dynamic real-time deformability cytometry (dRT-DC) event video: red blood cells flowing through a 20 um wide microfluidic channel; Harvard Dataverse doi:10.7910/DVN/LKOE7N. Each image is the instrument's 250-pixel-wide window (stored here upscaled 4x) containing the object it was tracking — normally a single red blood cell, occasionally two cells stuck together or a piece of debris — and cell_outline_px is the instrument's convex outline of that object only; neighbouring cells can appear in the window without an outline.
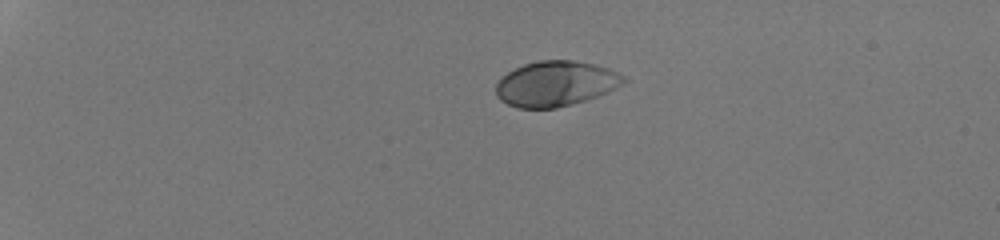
{"species": "human", "species_latin": "Homo sapiens", "temperature_condition": "room temperature", "stored_images_in_passage": 40, "camera_frame_rate_fps": 3000, "um_per_image_px": 0.085, "donor": {"sex": "male"}, "frame": {"image": 1, "passage_image": 1, "time_ms": 0.0, "image_size_px": [1000, 240], "cell_outline_px": [[628, 80], [616, 88], [608, 92], [572, 104], [556, 108], [516, 108], [500, 100], [496, 96], [496, 84], [508, 72], [524, 64], [536, 60], [572, 60], [592, 64], [608, 68], [624, 76]], "centroid_in_image_um": [47.22, 7.11], "position_along_channel_um": 37.8, "area_um2": 33.52}}
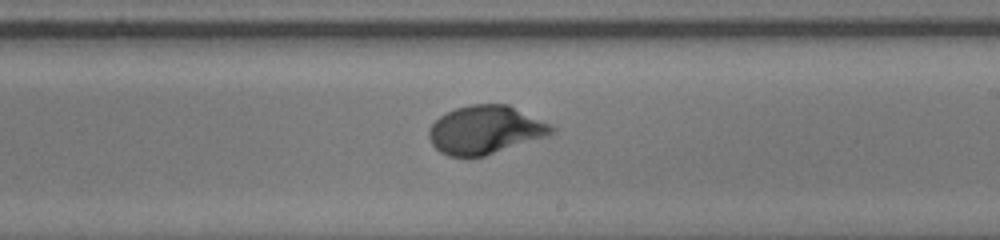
{"frame": {"image": 2, "passage_image": 23, "time_ms": 7.333, "image_size_px": [1000, 240], "cell_outline_px": [[556, 132], [548, 136], [484, 156], [448, 156], [440, 152], [432, 144], [428, 136], [428, 128], [444, 112], [456, 108], [472, 104], [508, 104], [552, 124], [556, 128]], "centroid_in_image_um": [41.27, 11.03], "position_along_channel_um": 247.7, "area_um2": 34.74}}
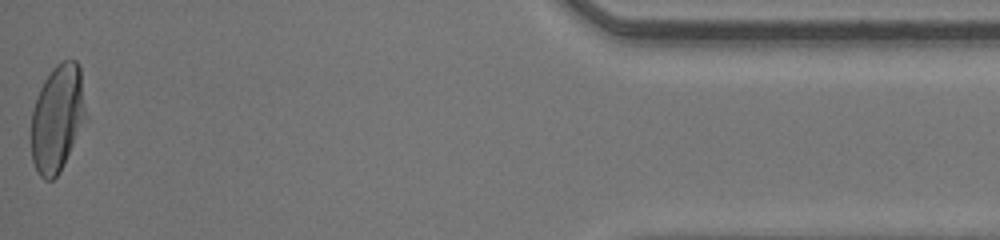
{"frame": {"image": 3, "passage_image": 40, "time_ms": 13.0, "image_size_px": [1000, 240], "cell_outline_px": [[88, 120], [60, 172], [52, 180], [44, 180], [40, 176], [32, 160], [32, 112], [40, 88], [44, 80], [52, 68], [56, 64], [64, 60], [76, 60], [80, 64], [88, 116]], "centroid_in_image_um": [4.94, 10.03], "position_along_channel_um": 430.3, "area_um2": 34.8}, "authors_computed_cell_mechanics": {"area_um2": 33.7841, "velocity_mm_per_s": 4.257, "shape_relaxation_time_tau1_ms": 2.3825, "shape_relaxation_time_tau2_ms": null, "deformation_change_tau1": 0.1776, "deformation_change_tau2": null}}